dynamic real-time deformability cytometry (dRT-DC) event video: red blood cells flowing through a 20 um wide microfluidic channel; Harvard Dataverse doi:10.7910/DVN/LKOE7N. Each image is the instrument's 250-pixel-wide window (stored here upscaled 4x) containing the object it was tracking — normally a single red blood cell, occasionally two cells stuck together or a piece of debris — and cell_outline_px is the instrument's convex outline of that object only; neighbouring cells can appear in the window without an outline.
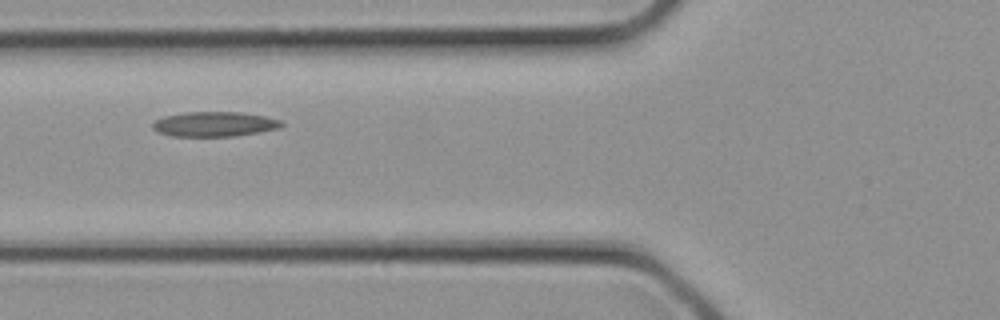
{"species": "common noctule bat (a hibernating species)", "species_latin": "Nyctalus noctula", "temperature_condition": "cold", "stored_images_in_passage": 3, "camera_frame_rate_fps": 3000, "um_per_image_px": 0.085, "animal": {"sex": "female", "body_mass_g": 21.9}, "frame": {"image": 1, "passage_image": 3, "time_ms": 0.667, "image_size_px": [1000, 320], "cell_outline_px": [[284, 124], [280, 128], [260, 132], [236, 136], [172, 136], [156, 132], [152, 128], [152, 124], [156, 120], [164, 116], [188, 112], [240, 112], [264, 116], [280, 120]], "centroid_in_image_um": [18.22, 10.55], "position_along_channel_um": 107.6, "area_um2": 18.67}}